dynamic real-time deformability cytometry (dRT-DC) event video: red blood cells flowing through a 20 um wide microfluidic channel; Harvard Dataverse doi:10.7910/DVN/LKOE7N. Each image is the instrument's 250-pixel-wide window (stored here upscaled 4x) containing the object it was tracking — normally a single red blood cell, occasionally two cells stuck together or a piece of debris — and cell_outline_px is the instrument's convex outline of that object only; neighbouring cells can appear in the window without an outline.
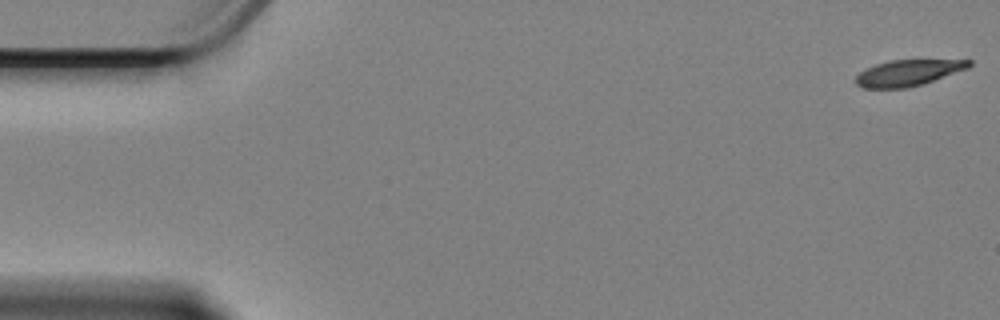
{"species": "Egyptian fruit bat (a non-hibernating species)", "species_latin": "Rousettus aegyptiacus", "temperature_condition": "cold", "stored_images_in_passage": 5, "camera_frame_rate_fps": 3000, "um_per_image_px": 0.085, "animal": {"sex": "female"}, "frame": {"image": 1, "passage_image": 1, "time_ms": 0.0, "image_size_px": [1000, 320], "cell_outline_px": [[972, 64], [968, 68], [908, 88], [864, 88], [856, 84], [856, 76], [860, 72], [876, 64], [892, 60], [972, 60]], "centroid_in_image_um": [77.17, 6.19], "position_along_channel_um": 7.8, "area_um2": 16.82}}